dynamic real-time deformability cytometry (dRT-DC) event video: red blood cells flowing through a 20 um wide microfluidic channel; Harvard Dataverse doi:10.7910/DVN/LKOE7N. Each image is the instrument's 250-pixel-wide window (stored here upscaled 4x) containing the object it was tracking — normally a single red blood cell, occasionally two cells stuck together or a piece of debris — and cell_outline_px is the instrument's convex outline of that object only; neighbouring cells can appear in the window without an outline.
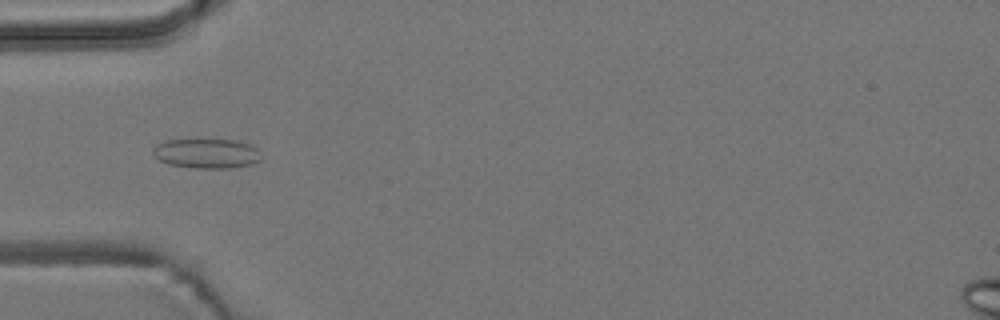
{"species": "common noctule bat (a hibernating species)", "species_latin": "Nyctalus noctula", "temperature_condition": "room temperature", "stored_images_in_passage": 5, "camera_frame_rate_fps": 3000, "um_per_image_px": 0.085, "animal": {"sex": "male", "body_mass_g": 19.2, "forearm_length_mm": 51.8}, "frame": {"image": 1, "passage_image": 3, "time_ms": 3.0, "image_size_px": [1000, 320], "cell_outline_px": [[260, 160], [252, 164], [228, 168], [196, 168], [168, 164], [160, 160], [152, 152], [152, 148], [156, 144], [168, 140], [196, 136], [236, 140], [248, 144], [256, 148]], "centroid_in_image_um": [17.5, 12.98], "position_along_channel_um": 67.5, "area_um2": 19.42}}
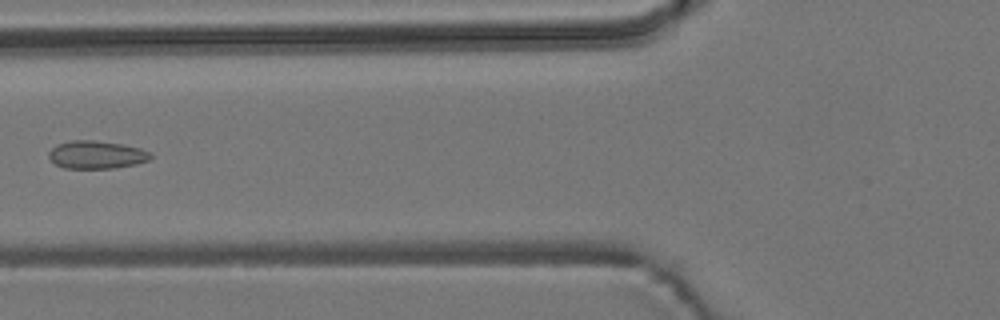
{"frame": {"image": 2, "passage_image": 4, "time_ms": 4.333, "image_size_px": [1000, 320], "cell_outline_px": [[152, 156], [148, 160], [136, 164], [112, 168], [64, 168], [56, 164], [48, 156], [48, 152], [56, 144], [72, 140], [92, 140], [120, 144], [140, 148], [152, 152]], "centroid_in_image_um": [8.19, 13.15], "position_along_channel_um": 117.6, "area_um2": 16.47}}
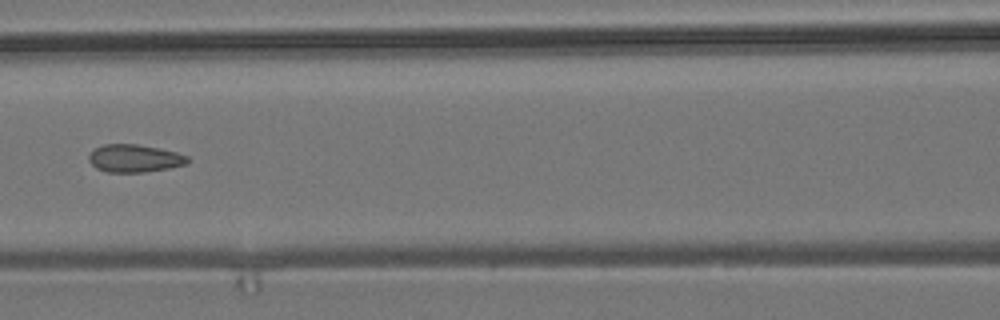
{"frame": {"image": 3, "passage_image": 5, "time_ms": 5.333, "image_size_px": [1000, 320], "cell_outline_px": [[192, 160], [188, 164], [168, 168], [144, 172], [108, 172], [96, 168], [88, 160], [88, 156], [96, 148], [104, 144], [136, 144], [160, 148], [176, 152], [188, 156]], "centroid_in_image_um": [11.48, 13.46], "position_along_channel_um": 155.1, "area_um2": 16.01}}